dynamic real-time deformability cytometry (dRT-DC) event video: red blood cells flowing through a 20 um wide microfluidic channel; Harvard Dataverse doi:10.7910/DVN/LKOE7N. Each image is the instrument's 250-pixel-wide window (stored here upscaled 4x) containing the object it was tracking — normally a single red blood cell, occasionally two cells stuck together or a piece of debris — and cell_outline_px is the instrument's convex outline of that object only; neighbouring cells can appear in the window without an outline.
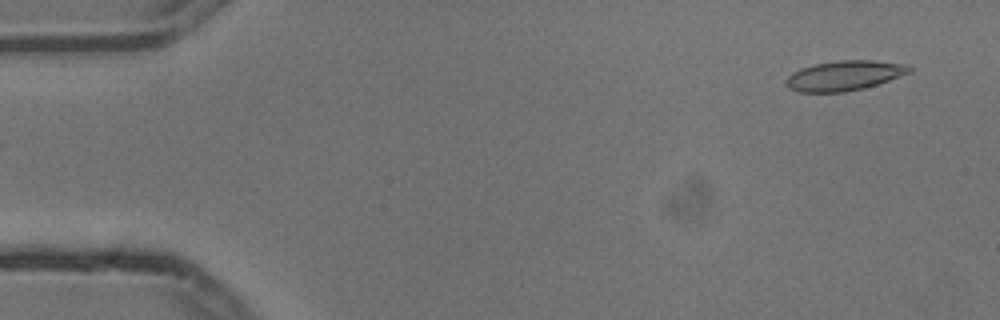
{"species": "common noctule bat (a hibernating species)", "species_latin": "Nyctalus noctula", "temperature_condition": "cold", "stored_images_in_passage": 3, "camera_frame_rate_fps": 3000, "um_per_image_px": 0.085, "animal": {"sex": "male", "body_mass_g": 13.3}, "frame": {"image": 1, "passage_image": 1, "time_ms": 0.0, "image_size_px": [1000, 320], "cell_outline_px": [[912, 72], [864, 88], [844, 92], [800, 92], [788, 88], [784, 80], [792, 72], [800, 68], [812, 64], [840, 60], [872, 60], [912, 64]], "centroid_in_image_um": [71.78, 6.41], "position_along_channel_um": 13.2, "area_um2": 21.73}}